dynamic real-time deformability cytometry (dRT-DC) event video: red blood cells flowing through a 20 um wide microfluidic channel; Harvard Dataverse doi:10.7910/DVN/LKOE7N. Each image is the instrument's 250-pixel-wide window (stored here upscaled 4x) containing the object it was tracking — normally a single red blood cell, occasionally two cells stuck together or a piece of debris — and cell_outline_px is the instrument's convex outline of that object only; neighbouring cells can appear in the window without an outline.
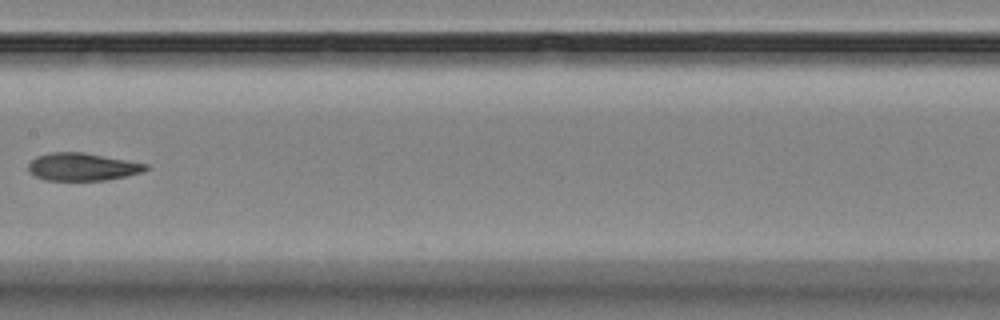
{"species": "Egyptian fruit bat (a non-hibernating species)", "species_latin": "Rousettus aegyptiacus", "temperature_condition": "room temperature", "stored_images_in_passage": 8, "camera_frame_rate_fps": 3000, "um_per_image_px": 0.085, "animal": {"sex": "female"}, "frame": {"image": 1, "passage_image": 8, "time_ms": 9.0, "image_size_px": [1000, 320], "cell_outline_px": [[148, 168], [144, 172], [108, 180], [44, 180], [36, 176], [28, 168], [28, 164], [36, 156], [52, 152], [80, 152], [148, 164]], "centroid_in_image_um": [7.01, 14.19], "position_along_channel_um": 200.4, "area_um2": 18.73}}